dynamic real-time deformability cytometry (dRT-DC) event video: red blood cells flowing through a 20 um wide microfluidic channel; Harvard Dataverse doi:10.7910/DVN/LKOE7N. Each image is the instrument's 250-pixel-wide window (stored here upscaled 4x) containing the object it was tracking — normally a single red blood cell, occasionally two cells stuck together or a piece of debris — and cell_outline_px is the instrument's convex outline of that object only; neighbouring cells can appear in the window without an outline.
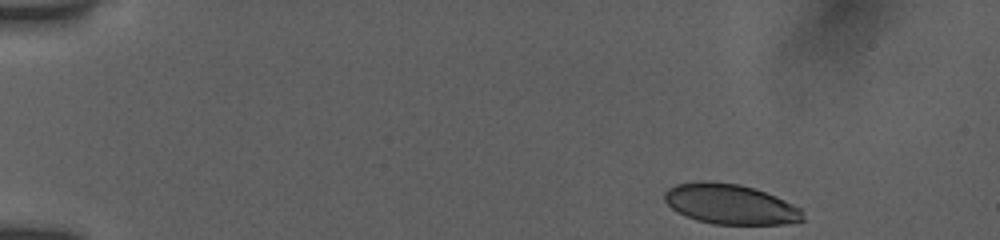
{"species": "human", "species_latin": "Homo sapiens", "temperature_condition": "room temperature", "stored_images_in_passage": 47, "camera_frame_rate_fps": 3000, "um_per_image_px": 0.085, "donor": {"sex": "female"}, "frame": {"image": 1, "passage_image": 1, "time_ms": 0.0, "image_size_px": [1000, 240], "cell_outline_px": [[804, 220], [784, 224], [712, 224], [696, 220], [684, 216], [676, 212], [664, 200], [664, 192], [668, 188], [676, 184], [700, 180], [708, 180], [740, 184], [756, 188], [776, 196], [800, 208], [804, 216]], "centroid_in_image_um": [62.04, 17.34], "position_along_channel_um": 23.0, "area_um2": 32.71}}
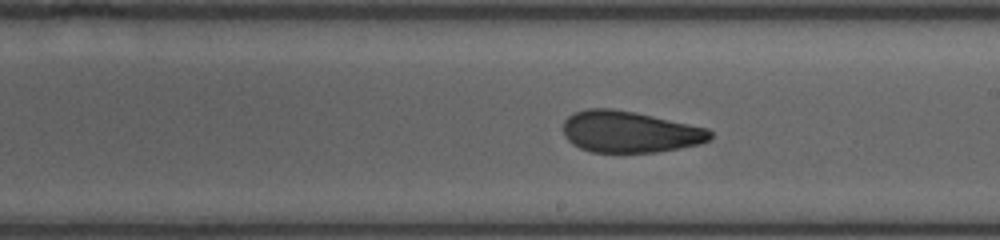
{"frame": {"image": 2, "passage_image": 26, "time_ms": 8.333, "image_size_px": [1000, 240], "cell_outline_px": [[712, 140], [700, 144], [680, 148], [656, 152], [592, 152], [580, 148], [572, 144], [564, 136], [564, 120], [568, 116], [576, 112], [588, 108], [612, 108], [636, 112], [708, 128], [712, 132]], "centroid_in_image_um": [53.55, 11.2], "position_along_channel_um": 235.5, "area_um2": 35.72}}
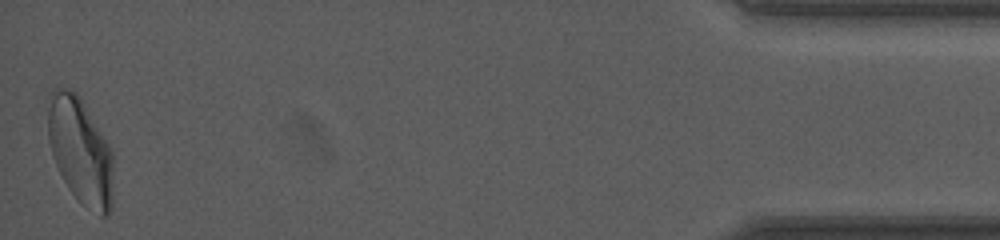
{"frame": {"image": 3, "passage_image": 47, "time_ms": 15.333, "image_size_px": [1000, 240], "cell_outline_px": [[112, 204], [108, 216], [100, 216], [80, 200], [72, 192], [64, 180], [52, 156], [48, 140], [48, 92], [56, 84], [68, 88], [76, 92], [80, 96], [112, 148]], "centroid_in_image_um": [6.81, 12.72], "position_along_channel_um": 428.4, "area_um2": 40.86}, "authors_computed_cell_mechanics": {"area_um2": 35.9516, "velocity_mm_per_s": 3.9047, "shape_relaxation_time_tau1_ms": null, "shape_relaxation_time_tau2_ms": 1.763, "deformation_change_tau1": null, "deformation_change_tau2": 0.0861}}